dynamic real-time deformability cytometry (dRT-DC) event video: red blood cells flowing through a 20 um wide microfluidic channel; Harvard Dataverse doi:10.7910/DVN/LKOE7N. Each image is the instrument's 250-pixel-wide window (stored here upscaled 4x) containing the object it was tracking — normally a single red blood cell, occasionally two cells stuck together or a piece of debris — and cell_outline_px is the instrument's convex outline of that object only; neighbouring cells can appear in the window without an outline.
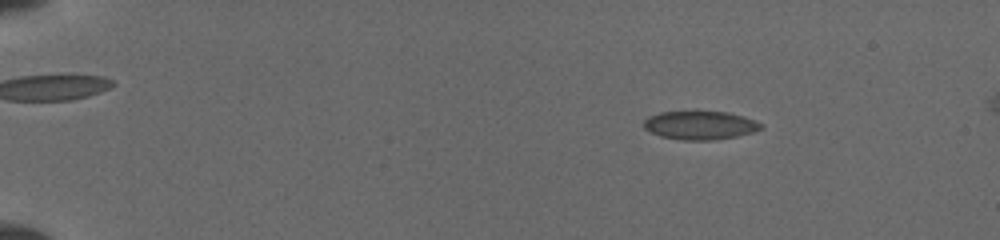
{"species": "common noctule bat (a hibernating species)", "species_latin": "Nyctalus noctula", "temperature_condition": "cold", "stored_images_in_passage": 20, "camera_frame_rate_fps": 3000, "um_per_image_px": 0.085, "animal": {"sex": "female", "body_mass_g": 19.5, "forearm_length_mm": 54.1}, "frame": {"image": 1, "passage_image": 4, "time_ms": 1.333, "image_size_px": [1000, 240], "cell_outline_px": [[764, 128], [752, 132], [736, 136], [712, 140], [680, 140], [660, 136], [644, 128], [644, 120], [648, 116], [660, 112], [728, 112], [764, 124]], "centroid_in_image_um": [59.49, 10.65], "position_along_channel_um": 25.5, "area_um2": 19.25}}
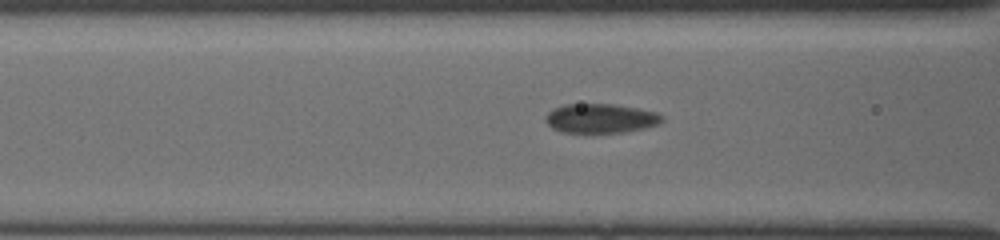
{"frame": {"image": 2, "passage_image": 17, "time_ms": 6.333, "image_size_px": [1000, 240], "cell_outline_px": [[664, 120], [660, 124], [644, 128], [624, 132], [560, 132], [552, 128], [544, 120], [544, 116], [552, 108], [564, 104], [612, 104], [636, 108], [656, 112]], "centroid_in_image_um": [51.0, 10.06], "position_along_channel_um": 115.6, "area_um2": 19.88}}
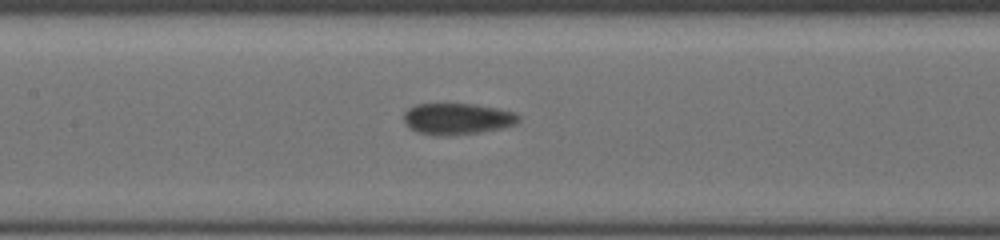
{"frame": {"image": 3, "passage_image": 20, "time_ms": 7.667, "image_size_px": [1000, 240], "cell_outline_px": [[520, 120], [516, 124], [500, 128], [480, 132], [448, 136], [432, 136], [416, 132], [404, 120], [404, 112], [408, 108], [416, 104], [476, 104], [516, 112], [520, 116]], "centroid_in_image_um": [38.88, 10.1], "position_along_channel_um": 168.5, "area_um2": 21.1}}